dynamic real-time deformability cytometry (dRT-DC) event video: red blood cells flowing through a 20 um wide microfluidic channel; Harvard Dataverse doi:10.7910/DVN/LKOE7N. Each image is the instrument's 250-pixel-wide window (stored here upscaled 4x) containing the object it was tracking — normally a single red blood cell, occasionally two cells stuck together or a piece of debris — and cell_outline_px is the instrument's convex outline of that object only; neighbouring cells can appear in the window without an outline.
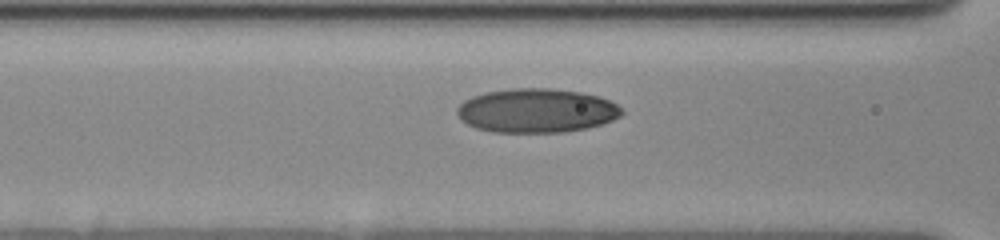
{"species": "human", "species_latin": "Homo sapiens", "temperature_condition": "cold", "stored_images_in_passage": 24, "camera_frame_rate_fps": 3000, "um_per_image_px": 0.085, "donor": {"sex": "female"}, "frame": {"image": 1, "passage_image": 18, "time_ms": 5.667, "image_size_px": [1000, 240], "cell_outline_px": [[624, 112], [620, 116], [612, 120], [588, 128], [564, 132], [492, 132], [476, 128], [460, 120], [456, 112], [456, 108], [464, 100], [472, 96], [484, 92], [512, 88], [548, 88], [580, 92], [600, 96], [616, 104]], "centroid_in_image_um": [45.57, 9.4], "position_along_channel_um": 121.0, "area_um2": 42.43}}
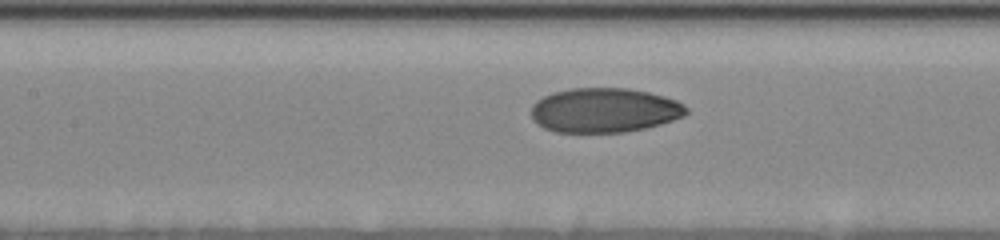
{"frame": {"image": 2, "passage_image": 21, "time_ms": 6.667, "image_size_px": [1000, 240], "cell_outline_px": [[688, 112], [684, 116], [660, 124], [644, 128], [624, 132], [556, 132], [544, 128], [536, 124], [532, 120], [532, 104], [536, 100], [552, 92], [572, 88], [628, 88], [648, 92], [664, 96], [676, 100], [684, 104], [688, 108]], "centroid_in_image_um": [51.36, 9.37], "position_along_channel_um": 156.0, "area_um2": 40.4}}